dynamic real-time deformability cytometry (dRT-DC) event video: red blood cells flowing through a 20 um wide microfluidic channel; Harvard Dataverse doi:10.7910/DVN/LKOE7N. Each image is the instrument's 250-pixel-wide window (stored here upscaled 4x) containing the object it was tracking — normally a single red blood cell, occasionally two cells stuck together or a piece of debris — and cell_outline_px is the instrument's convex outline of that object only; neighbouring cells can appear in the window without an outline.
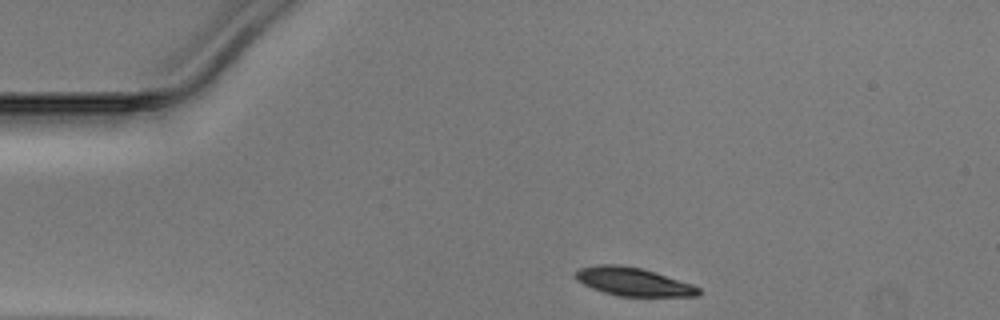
{"species": "Egyptian fruit bat (a non-hibernating species)", "species_latin": "Rousettus aegyptiacus", "temperature_condition": "warm", "stored_images_in_passage": 32, "camera_frame_rate_fps": 3000, "um_per_image_px": 0.085, "animal": {"sex": "male"}, "frame": {"image": 1, "passage_image": 1, "time_ms": 0.0, "image_size_px": [1000, 320], "cell_outline_px": [[700, 292], [696, 296], [620, 296], [604, 292], [592, 288], [576, 280], [576, 272], [580, 268], [596, 264], [616, 264], [640, 268], [692, 284], [700, 288]], "centroid_in_image_um": [53.8, 23.94], "position_along_channel_um": 31.2, "area_um2": 19.94}}
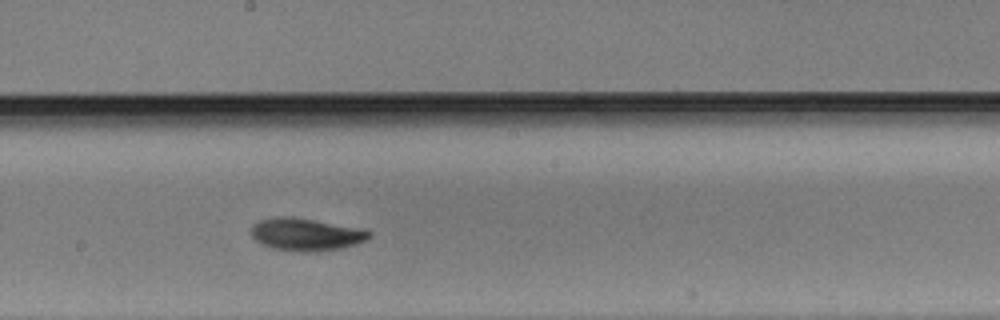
{"frame": {"image": 2, "passage_image": 19, "time_ms": 6.0, "image_size_px": [1000, 320], "cell_outline_px": [[372, 236], [368, 240], [344, 248], [316, 252], [300, 252], [272, 248], [260, 244], [252, 236], [252, 224], [260, 220], [276, 216], [292, 216], [364, 228], [372, 232]], "centroid_in_image_um": [26.06, 19.92], "position_along_channel_um": 222.1, "area_um2": 22.89}}
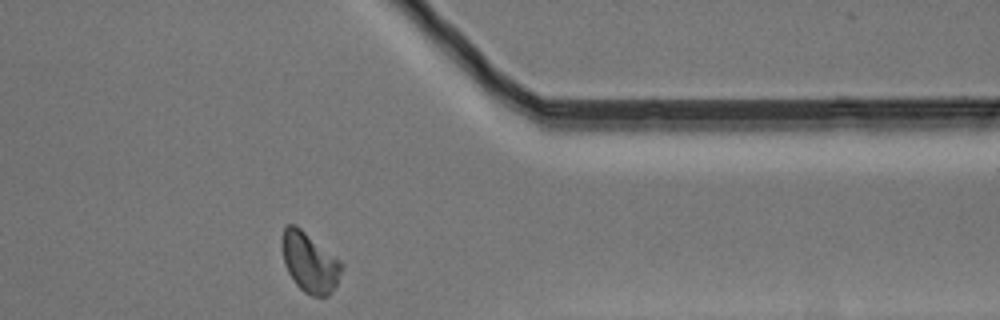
{"frame": {"image": 3, "passage_image": 32, "time_ms": 10.333, "image_size_px": [1000, 320], "cell_outline_px": [[344, 268], [336, 284], [328, 296], [312, 296], [304, 292], [296, 284], [288, 272], [284, 264], [280, 244], [280, 240], [284, 228], [288, 224], [296, 224], [336, 256], [344, 264]], "centroid_in_image_um": [26.31, 22.27], "position_along_channel_um": 385.1, "area_um2": 21.1}}